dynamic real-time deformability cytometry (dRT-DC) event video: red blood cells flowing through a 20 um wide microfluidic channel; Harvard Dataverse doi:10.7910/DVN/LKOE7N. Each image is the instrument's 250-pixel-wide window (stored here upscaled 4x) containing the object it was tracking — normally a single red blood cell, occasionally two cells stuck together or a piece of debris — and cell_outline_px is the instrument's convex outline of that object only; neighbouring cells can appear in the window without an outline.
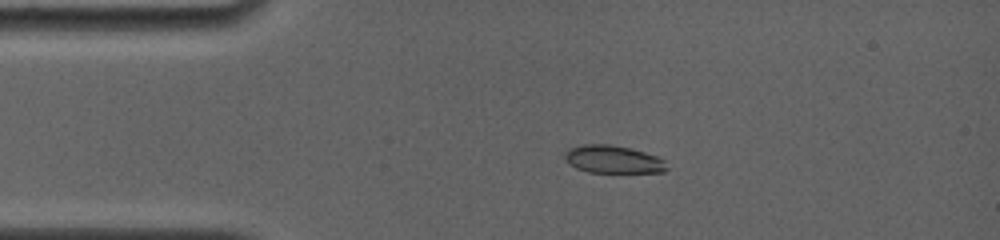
{"species": "common noctule bat (a hibernating species)", "species_latin": "Nyctalus noctula", "temperature_condition": "room temperature", "stored_images_in_passage": 24, "camera_frame_rate_fps": 4000, "um_per_image_px": 0.085, "animal": {"sex": "female", "body_mass_g": 19.0, "forearm_length_mm": 56.7}, "frame": {"image": 1, "passage_image": 1, "time_ms": 0.0, "image_size_px": [1000, 240], "cell_outline_px": [[668, 168], [664, 172], [588, 172], [576, 168], [568, 164], [564, 156], [564, 152], [568, 148], [584, 144], [608, 144], [628, 148], [644, 152], [656, 156], [664, 160]], "centroid_in_image_um": [52.07, 13.54], "position_along_channel_um": 32.9, "area_um2": 16.47}}
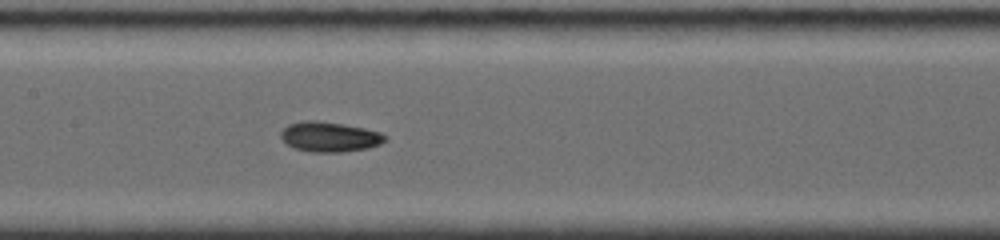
{"frame": {"image": 2, "passage_image": 11, "time_ms": 4.75, "image_size_px": [1000, 240], "cell_outline_px": [[388, 140], [380, 144], [368, 148], [340, 152], [312, 152], [292, 148], [280, 136], [280, 132], [288, 124], [308, 120], [316, 120], [364, 128], [380, 132], [388, 136]], "centroid_in_image_um": [28.03, 11.63], "position_along_channel_um": 179.4, "area_um2": 18.21}}
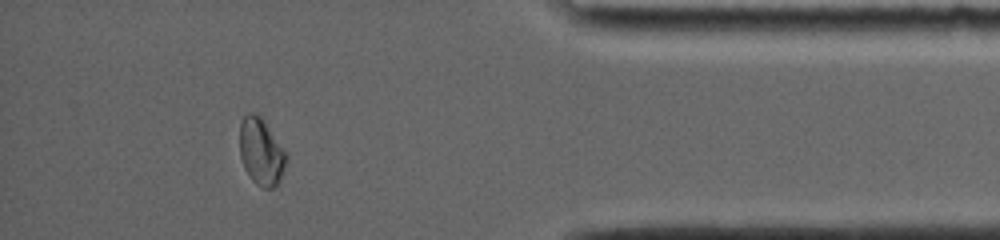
{"frame": {"image": 3, "passage_image": 21, "time_ms": 11.5, "image_size_px": [1000, 240], "cell_outline_px": [[288, 160], [280, 180], [272, 188], [260, 188], [252, 180], [244, 168], [240, 156], [240, 124], [244, 116], [248, 112], [256, 112], [264, 120], [288, 156]], "centroid_in_image_um": [22.2, 12.9], "position_along_channel_um": 413.0, "area_um2": 18.26}, "authors_computed_cell_mechanics": {"area_um2": 17.6868, "velocity_mm_per_s": 3.7921, "shape_relaxation_time_tau1_ms": 3.672, "shape_relaxation_time_tau2_ms": 1.2368, "deformation_change_tau1": 0.1321, "deformation_change_tau2": 0.0255}}